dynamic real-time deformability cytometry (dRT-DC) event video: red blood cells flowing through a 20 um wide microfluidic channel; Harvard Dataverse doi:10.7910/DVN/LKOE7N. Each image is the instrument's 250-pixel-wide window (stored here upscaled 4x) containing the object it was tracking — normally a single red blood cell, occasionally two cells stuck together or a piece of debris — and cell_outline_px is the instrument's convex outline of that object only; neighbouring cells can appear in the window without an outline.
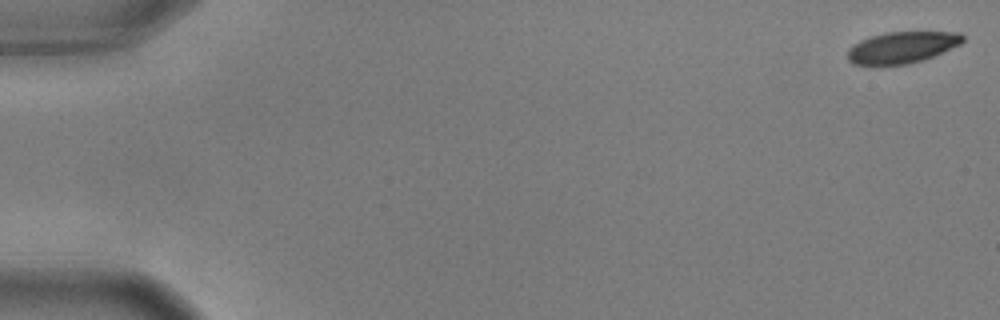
{"species": "common noctule bat (a hibernating species)", "species_latin": "Nyctalus noctula", "temperature_condition": "warm", "stored_images_in_passage": 8, "camera_frame_rate_fps": 3000, "um_per_image_px": 0.085, "animal": {"sex": "male", "body_mass_g": 17.9, "forearm_length_mm": 54.2}, "frame": {"image": 1, "passage_image": 1, "time_ms": 0.0, "image_size_px": [1000, 320], "cell_outline_px": [[964, 40], [960, 44], [932, 56], [908, 64], [852, 64], [848, 60], [848, 48], [860, 40], [884, 32], [960, 32], [964, 36]], "centroid_in_image_um": [76.66, 4.01], "position_along_channel_um": 8.3, "area_um2": 20.81}}